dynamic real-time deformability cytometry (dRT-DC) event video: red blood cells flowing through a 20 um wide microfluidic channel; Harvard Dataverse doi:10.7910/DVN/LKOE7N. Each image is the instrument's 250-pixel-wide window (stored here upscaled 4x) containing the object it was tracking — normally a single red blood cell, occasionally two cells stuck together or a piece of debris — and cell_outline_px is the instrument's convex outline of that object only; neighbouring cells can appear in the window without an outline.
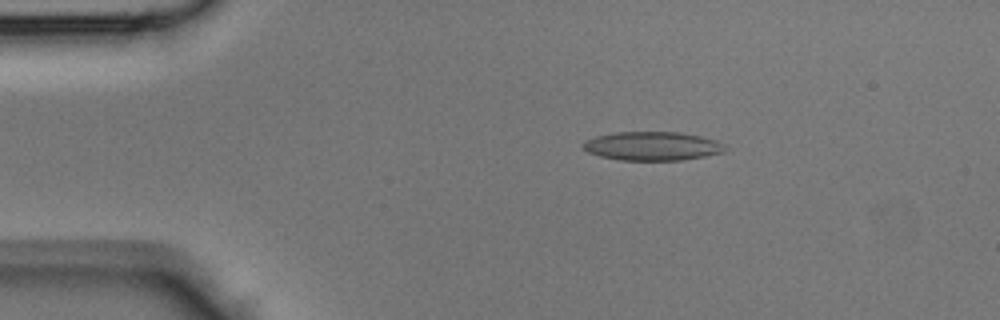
{"species": "Egyptian fruit bat (a non-hibernating species)", "species_latin": "Rousettus aegyptiacus", "temperature_condition": "room temperature", "stored_images_in_passage": 43, "camera_frame_rate_fps": 3000, "um_per_image_px": 0.085, "animal": {"sex": "male"}, "frame": {"image": 1, "passage_image": 7, "time_ms": 2.0, "image_size_px": [1000, 320], "cell_outline_px": [[728, 152], [680, 160], [620, 160], [600, 156], [588, 152], [580, 144], [596, 136], [616, 132], [680, 132], [700, 136], [716, 140], [724, 144], [728, 148]], "centroid_in_image_um": [55.5, 12.41], "position_along_channel_um": 29.5, "area_um2": 23.87}}
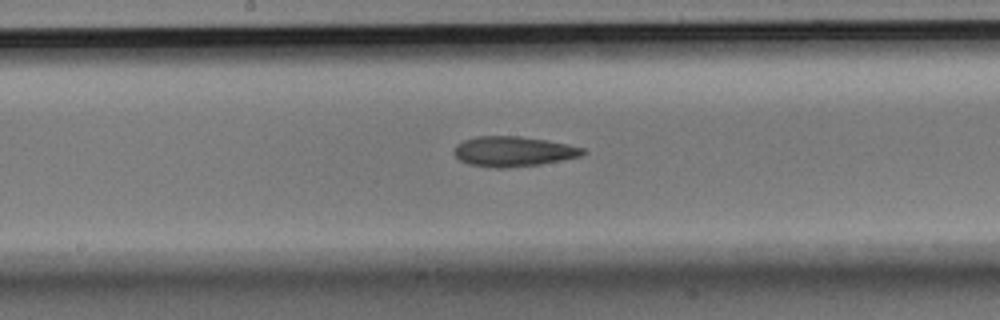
{"frame": {"image": 2, "passage_image": 22, "time_ms": 7.0, "image_size_px": [1000, 320], "cell_outline_px": [[588, 152], [580, 156], [540, 164], [504, 168], [496, 168], [468, 164], [460, 160], [452, 152], [452, 148], [456, 144], [464, 140], [476, 136], [520, 136], [568, 144], [584, 148]], "centroid_in_image_um": [43.59, 12.87], "position_along_channel_um": 204.6, "area_um2": 22.6}}
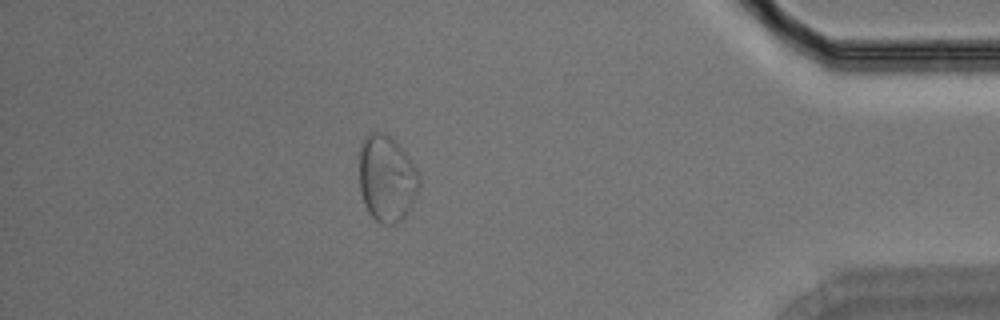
{"frame": {"image": 3, "passage_image": 38, "time_ms": 12.333, "image_size_px": [1000, 320], "cell_outline_px": [[420, 188], [416, 196], [404, 216], [396, 224], [380, 224], [368, 212], [364, 204], [360, 188], [360, 148], [364, 136], [368, 132], [384, 132], [400, 148], [412, 164], [420, 176]], "centroid_in_image_um": [32.85, 15.19], "position_along_channel_um": 402.3, "area_um2": 29.82}}